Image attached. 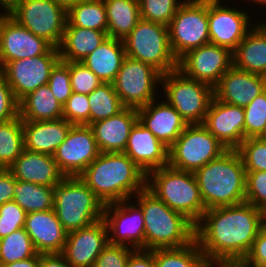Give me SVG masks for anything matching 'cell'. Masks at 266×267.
<instances>
[{
  "instance_id": "cell-16",
  "label": "cell",
  "mask_w": 266,
  "mask_h": 267,
  "mask_svg": "<svg viewBox=\"0 0 266 267\" xmlns=\"http://www.w3.org/2000/svg\"><path fill=\"white\" fill-rule=\"evenodd\" d=\"M99 154L92 128L72 125L53 157L65 176H79Z\"/></svg>"
},
{
  "instance_id": "cell-17",
  "label": "cell",
  "mask_w": 266,
  "mask_h": 267,
  "mask_svg": "<svg viewBox=\"0 0 266 267\" xmlns=\"http://www.w3.org/2000/svg\"><path fill=\"white\" fill-rule=\"evenodd\" d=\"M51 47L8 13H0V70L10 61L44 55Z\"/></svg>"
},
{
  "instance_id": "cell-18",
  "label": "cell",
  "mask_w": 266,
  "mask_h": 267,
  "mask_svg": "<svg viewBox=\"0 0 266 267\" xmlns=\"http://www.w3.org/2000/svg\"><path fill=\"white\" fill-rule=\"evenodd\" d=\"M220 2L221 0H208L210 43L233 52L251 30L249 14L245 10L226 7Z\"/></svg>"
},
{
  "instance_id": "cell-36",
  "label": "cell",
  "mask_w": 266,
  "mask_h": 267,
  "mask_svg": "<svg viewBox=\"0 0 266 267\" xmlns=\"http://www.w3.org/2000/svg\"><path fill=\"white\" fill-rule=\"evenodd\" d=\"M90 124L107 119L121 112L125 106L115 92L113 83H102L88 94Z\"/></svg>"
},
{
  "instance_id": "cell-47",
  "label": "cell",
  "mask_w": 266,
  "mask_h": 267,
  "mask_svg": "<svg viewBox=\"0 0 266 267\" xmlns=\"http://www.w3.org/2000/svg\"><path fill=\"white\" fill-rule=\"evenodd\" d=\"M135 249L125 245H111L102 250L93 267H126L130 254Z\"/></svg>"
},
{
  "instance_id": "cell-54",
  "label": "cell",
  "mask_w": 266,
  "mask_h": 267,
  "mask_svg": "<svg viewBox=\"0 0 266 267\" xmlns=\"http://www.w3.org/2000/svg\"><path fill=\"white\" fill-rule=\"evenodd\" d=\"M2 267H40V253L24 260L2 265Z\"/></svg>"
},
{
  "instance_id": "cell-34",
  "label": "cell",
  "mask_w": 266,
  "mask_h": 267,
  "mask_svg": "<svg viewBox=\"0 0 266 267\" xmlns=\"http://www.w3.org/2000/svg\"><path fill=\"white\" fill-rule=\"evenodd\" d=\"M14 199L27 214L53 209L54 187L16 180Z\"/></svg>"
},
{
  "instance_id": "cell-1",
  "label": "cell",
  "mask_w": 266,
  "mask_h": 267,
  "mask_svg": "<svg viewBox=\"0 0 266 267\" xmlns=\"http://www.w3.org/2000/svg\"><path fill=\"white\" fill-rule=\"evenodd\" d=\"M265 222L264 211L248 202L211 208L195 225V239L208 262L244 259Z\"/></svg>"
},
{
  "instance_id": "cell-48",
  "label": "cell",
  "mask_w": 266,
  "mask_h": 267,
  "mask_svg": "<svg viewBox=\"0 0 266 267\" xmlns=\"http://www.w3.org/2000/svg\"><path fill=\"white\" fill-rule=\"evenodd\" d=\"M19 116V101L15 98L5 76L0 72V123Z\"/></svg>"
},
{
  "instance_id": "cell-4",
  "label": "cell",
  "mask_w": 266,
  "mask_h": 267,
  "mask_svg": "<svg viewBox=\"0 0 266 267\" xmlns=\"http://www.w3.org/2000/svg\"><path fill=\"white\" fill-rule=\"evenodd\" d=\"M133 197L143 213L145 250L184 247L195 239V225L146 187Z\"/></svg>"
},
{
  "instance_id": "cell-58",
  "label": "cell",
  "mask_w": 266,
  "mask_h": 267,
  "mask_svg": "<svg viewBox=\"0 0 266 267\" xmlns=\"http://www.w3.org/2000/svg\"><path fill=\"white\" fill-rule=\"evenodd\" d=\"M258 138L266 140V124L262 133L258 136Z\"/></svg>"
},
{
  "instance_id": "cell-35",
  "label": "cell",
  "mask_w": 266,
  "mask_h": 267,
  "mask_svg": "<svg viewBox=\"0 0 266 267\" xmlns=\"http://www.w3.org/2000/svg\"><path fill=\"white\" fill-rule=\"evenodd\" d=\"M155 267H208V260L194 239L179 248L155 249Z\"/></svg>"
},
{
  "instance_id": "cell-46",
  "label": "cell",
  "mask_w": 266,
  "mask_h": 267,
  "mask_svg": "<svg viewBox=\"0 0 266 267\" xmlns=\"http://www.w3.org/2000/svg\"><path fill=\"white\" fill-rule=\"evenodd\" d=\"M27 213L13 200L0 206V239L25 226Z\"/></svg>"
},
{
  "instance_id": "cell-6",
  "label": "cell",
  "mask_w": 266,
  "mask_h": 267,
  "mask_svg": "<svg viewBox=\"0 0 266 267\" xmlns=\"http://www.w3.org/2000/svg\"><path fill=\"white\" fill-rule=\"evenodd\" d=\"M104 204L79 176H65L54 187L53 210L69 233L103 218Z\"/></svg>"
},
{
  "instance_id": "cell-27",
  "label": "cell",
  "mask_w": 266,
  "mask_h": 267,
  "mask_svg": "<svg viewBox=\"0 0 266 267\" xmlns=\"http://www.w3.org/2000/svg\"><path fill=\"white\" fill-rule=\"evenodd\" d=\"M24 149L54 155L72 124L63 118L48 121H22Z\"/></svg>"
},
{
  "instance_id": "cell-22",
  "label": "cell",
  "mask_w": 266,
  "mask_h": 267,
  "mask_svg": "<svg viewBox=\"0 0 266 267\" xmlns=\"http://www.w3.org/2000/svg\"><path fill=\"white\" fill-rule=\"evenodd\" d=\"M169 148L139 121L131 128L124 153L147 175L168 166Z\"/></svg>"
},
{
  "instance_id": "cell-5",
  "label": "cell",
  "mask_w": 266,
  "mask_h": 267,
  "mask_svg": "<svg viewBox=\"0 0 266 267\" xmlns=\"http://www.w3.org/2000/svg\"><path fill=\"white\" fill-rule=\"evenodd\" d=\"M146 188L194 225L202 219L206 211L193 172L169 166L161 167L146 175Z\"/></svg>"
},
{
  "instance_id": "cell-37",
  "label": "cell",
  "mask_w": 266,
  "mask_h": 267,
  "mask_svg": "<svg viewBox=\"0 0 266 267\" xmlns=\"http://www.w3.org/2000/svg\"><path fill=\"white\" fill-rule=\"evenodd\" d=\"M23 150L24 135L20 116L0 123V167L8 168Z\"/></svg>"
},
{
  "instance_id": "cell-26",
  "label": "cell",
  "mask_w": 266,
  "mask_h": 267,
  "mask_svg": "<svg viewBox=\"0 0 266 267\" xmlns=\"http://www.w3.org/2000/svg\"><path fill=\"white\" fill-rule=\"evenodd\" d=\"M137 121V109L125 107L116 115L90 124L99 151L124 152L131 128Z\"/></svg>"
},
{
  "instance_id": "cell-42",
  "label": "cell",
  "mask_w": 266,
  "mask_h": 267,
  "mask_svg": "<svg viewBox=\"0 0 266 267\" xmlns=\"http://www.w3.org/2000/svg\"><path fill=\"white\" fill-rule=\"evenodd\" d=\"M63 119L72 125H90L88 95L72 92L63 105Z\"/></svg>"
},
{
  "instance_id": "cell-60",
  "label": "cell",
  "mask_w": 266,
  "mask_h": 267,
  "mask_svg": "<svg viewBox=\"0 0 266 267\" xmlns=\"http://www.w3.org/2000/svg\"><path fill=\"white\" fill-rule=\"evenodd\" d=\"M264 218H265V221H266V210L264 211Z\"/></svg>"
},
{
  "instance_id": "cell-21",
  "label": "cell",
  "mask_w": 266,
  "mask_h": 267,
  "mask_svg": "<svg viewBox=\"0 0 266 267\" xmlns=\"http://www.w3.org/2000/svg\"><path fill=\"white\" fill-rule=\"evenodd\" d=\"M265 90V76L232 66L214 87V97L224 103L245 108Z\"/></svg>"
},
{
  "instance_id": "cell-52",
  "label": "cell",
  "mask_w": 266,
  "mask_h": 267,
  "mask_svg": "<svg viewBox=\"0 0 266 267\" xmlns=\"http://www.w3.org/2000/svg\"><path fill=\"white\" fill-rule=\"evenodd\" d=\"M40 267H72L62 253L40 254Z\"/></svg>"
},
{
  "instance_id": "cell-49",
  "label": "cell",
  "mask_w": 266,
  "mask_h": 267,
  "mask_svg": "<svg viewBox=\"0 0 266 267\" xmlns=\"http://www.w3.org/2000/svg\"><path fill=\"white\" fill-rule=\"evenodd\" d=\"M244 260L253 267H266V222L262 225Z\"/></svg>"
},
{
  "instance_id": "cell-20",
  "label": "cell",
  "mask_w": 266,
  "mask_h": 267,
  "mask_svg": "<svg viewBox=\"0 0 266 267\" xmlns=\"http://www.w3.org/2000/svg\"><path fill=\"white\" fill-rule=\"evenodd\" d=\"M245 112L243 107L211 100L203 125L227 149H237L244 140Z\"/></svg>"
},
{
  "instance_id": "cell-30",
  "label": "cell",
  "mask_w": 266,
  "mask_h": 267,
  "mask_svg": "<svg viewBox=\"0 0 266 267\" xmlns=\"http://www.w3.org/2000/svg\"><path fill=\"white\" fill-rule=\"evenodd\" d=\"M233 66L266 77V36L256 25L233 51Z\"/></svg>"
},
{
  "instance_id": "cell-8",
  "label": "cell",
  "mask_w": 266,
  "mask_h": 267,
  "mask_svg": "<svg viewBox=\"0 0 266 267\" xmlns=\"http://www.w3.org/2000/svg\"><path fill=\"white\" fill-rule=\"evenodd\" d=\"M161 83L166 101L187 124H203L214 97V88L184 76L178 69L162 74Z\"/></svg>"
},
{
  "instance_id": "cell-44",
  "label": "cell",
  "mask_w": 266,
  "mask_h": 267,
  "mask_svg": "<svg viewBox=\"0 0 266 267\" xmlns=\"http://www.w3.org/2000/svg\"><path fill=\"white\" fill-rule=\"evenodd\" d=\"M72 92L88 95L102 82L81 62H69Z\"/></svg>"
},
{
  "instance_id": "cell-32",
  "label": "cell",
  "mask_w": 266,
  "mask_h": 267,
  "mask_svg": "<svg viewBox=\"0 0 266 267\" xmlns=\"http://www.w3.org/2000/svg\"><path fill=\"white\" fill-rule=\"evenodd\" d=\"M108 22V37L123 40L140 17L139 0H103Z\"/></svg>"
},
{
  "instance_id": "cell-31",
  "label": "cell",
  "mask_w": 266,
  "mask_h": 267,
  "mask_svg": "<svg viewBox=\"0 0 266 267\" xmlns=\"http://www.w3.org/2000/svg\"><path fill=\"white\" fill-rule=\"evenodd\" d=\"M19 116L22 121L56 120L63 118V106L46 84L19 101Z\"/></svg>"
},
{
  "instance_id": "cell-55",
  "label": "cell",
  "mask_w": 266,
  "mask_h": 267,
  "mask_svg": "<svg viewBox=\"0 0 266 267\" xmlns=\"http://www.w3.org/2000/svg\"><path fill=\"white\" fill-rule=\"evenodd\" d=\"M20 1L22 0H0V7L7 13Z\"/></svg>"
},
{
  "instance_id": "cell-50",
  "label": "cell",
  "mask_w": 266,
  "mask_h": 267,
  "mask_svg": "<svg viewBox=\"0 0 266 267\" xmlns=\"http://www.w3.org/2000/svg\"><path fill=\"white\" fill-rule=\"evenodd\" d=\"M14 175L8 168L0 169V206L14 199Z\"/></svg>"
},
{
  "instance_id": "cell-28",
  "label": "cell",
  "mask_w": 266,
  "mask_h": 267,
  "mask_svg": "<svg viewBox=\"0 0 266 267\" xmlns=\"http://www.w3.org/2000/svg\"><path fill=\"white\" fill-rule=\"evenodd\" d=\"M125 57L123 40L108 37L81 63L89 68L102 83H113Z\"/></svg>"
},
{
  "instance_id": "cell-12",
  "label": "cell",
  "mask_w": 266,
  "mask_h": 267,
  "mask_svg": "<svg viewBox=\"0 0 266 267\" xmlns=\"http://www.w3.org/2000/svg\"><path fill=\"white\" fill-rule=\"evenodd\" d=\"M161 76L152 65L126 56L113 86L125 107L138 109L156 99Z\"/></svg>"
},
{
  "instance_id": "cell-24",
  "label": "cell",
  "mask_w": 266,
  "mask_h": 267,
  "mask_svg": "<svg viewBox=\"0 0 266 267\" xmlns=\"http://www.w3.org/2000/svg\"><path fill=\"white\" fill-rule=\"evenodd\" d=\"M24 228L37 253H62L67 232L53 209L28 213Z\"/></svg>"
},
{
  "instance_id": "cell-59",
  "label": "cell",
  "mask_w": 266,
  "mask_h": 267,
  "mask_svg": "<svg viewBox=\"0 0 266 267\" xmlns=\"http://www.w3.org/2000/svg\"><path fill=\"white\" fill-rule=\"evenodd\" d=\"M251 1V0H249ZM254 3H258L259 5H266V0H252ZM266 7V6H265Z\"/></svg>"
},
{
  "instance_id": "cell-39",
  "label": "cell",
  "mask_w": 266,
  "mask_h": 267,
  "mask_svg": "<svg viewBox=\"0 0 266 267\" xmlns=\"http://www.w3.org/2000/svg\"><path fill=\"white\" fill-rule=\"evenodd\" d=\"M183 2L181 0H139L140 17L146 21L168 26Z\"/></svg>"
},
{
  "instance_id": "cell-38",
  "label": "cell",
  "mask_w": 266,
  "mask_h": 267,
  "mask_svg": "<svg viewBox=\"0 0 266 267\" xmlns=\"http://www.w3.org/2000/svg\"><path fill=\"white\" fill-rule=\"evenodd\" d=\"M36 253L31 238L24 227L0 239L1 265L30 258Z\"/></svg>"
},
{
  "instance_id": "cell-53",
  "label": "cell",
  "mask_w": 266,
  "mask_h": 267,
  "mask_svg": "<svg viewBox=\"0 0 266 267\" xmlns=\"http://www.w3.org/2000/svg\"><path fill=\"white\" fill-rule=\"evenodd\" d=\"M208 267H253L244 259L215 260L208 263Z\"/></svg>"
},
{
  "instance_id": "cell-19",
  "label": "cell",
  "mask_w": 266,
  "mask_h": 267,
  "mask_svg": "<svg viewBox=\"0 0 266 267\" xmlns=\"http://www.w3.org/2000/svg\"><path fill=\"white\" fill-rule=\"evenodd\" d=\"M108 244V229L104 219L67 233L62 254L72 267H93Z\"/></svg>"
},
{
  "instance_id": "cell-40",
  "label": "cell",
  "mask_w": 266,
  "mask_h": 267,
  "mask_svg": "<svg viewBox=\"0 0 266 267\" xmlns=\"http://www.w3.org/2000/svg\"><path fill=\"white\" fill-rule=\"evenodd\" d=\"M236 150L241 156L245 171H266V140L258 137L245 138Z\"/></svg>"
},
{
  "instance_id": "cell-9",
  "label": "cell",
  "mask_w": 266,
  "mask_h": 267,
  "mask_svg": "<svg viewBox=\"0 0 266 267\" xmlns=\"http://www.w3.org/2000/svg\"><path fill=\"white\" fill-rule=\"evenodd\" d=\"M226 150L227 148L203 124H188L169 147L168 166L194 172Z\"/></svg>"
},
{
  "instance_id": "cell-15",
  "label": "cell",
  "mask_w": 266,
  "mask_h": 267,
  "mask_svg": "<svg viewBox=\"0 0 266 267\" xmlns=\"http://www.w3.org/2000/svg\"><path fill=\"white\" fill-rule=\"evenodd\" d=\"M129 200L104 205L103 219L108 229V243L145 250L142 209L137 203L132 204Z\"/></svg>"
},
{
  "instance_id": "cell-56",
  "label": "cell",
  "mask_w": 266,
  "mask_h": 267,
  "mask_svg": "<svg viewBox=\"0 0 266 267\" xmlns=\"http://www.w3.org/2000/svg\"><path fill=\"white\" fill-rule=\"evenodd\" d=\"M53 1L59 2V3L63 4L64 6L68 7L69 5L75 3L79 0H53Z\"/></svg>"
},
{
  "instance_id": "cell-11",
  "label": "cell",
  "mask_w": 266,
  "mask_h": 267,
  "mask_svg": "<svg viewBox=\"0 0 266 267\" xmlns=\"http://www.w3.org/2000/svg\"><path fill=\"white\" fill-rule=\"evenodd\" d=\"M169 42L177 60L187 51L210 43L208 0H184L168 25Z\"/></svg>"
},
{
  "instance_id": "cell-3",
  "label": "cell",
  "mask_w": 266,
  "mask_h": 267,
  "mask_svg": "<svg viewBox=\"0 0 266 267\" xmlns=\"http://www.w3.org/2000/svg\"><path fill=\"white\" fill-rule=\"evenodd\" d=\"M193 173L206 210L245 202L246 171L237 150L227 149Z\"/></svg>"
},
{
  "instance_id": "cell-43",
  "label": "cell",
  "mask_w": 266,
  "mask_h": 267,
  "mask_svg": "<svg viewBox=\"0 0 266 267\" xmlns=\"http://www.w3.org/2000/svg\"><path fill=\"white\" fill-rule=\"evenodd\" d=\"M48 86L54 97L63 106L72 94L69 61H59L51 71Z\"/></svg>"
},
{
  "instance_id": "cell-23",
  "label": "cell",
  "mask_w": 266,
  "mask_h": 267,
  "mask_svg": "<svg viewBox=\"0 0 266 267\" xmlns=\"http://www.w3.org/2000/svg\"><path fill=\"white\" fill-rule=\"evenodd\" d=\"M138 121L168 148L188 125L181 115L167 102L154 99L137 109Z\"/></svg>"
},
{
  "instance_id": "cell-57",
  "label": "cell",
  "mask_w": 266,
  "mask_h": 267,
  "mask_svg": "<svg viewBox=\"0 0 266 267\" xmlns=\"http://www.w3.org/2000/svg\"><path fill=\"white\" fill-rule=\"evenodd\" d=\"M262 32H263V34L266 36V22L265 23H259V24H257V22H256V24H255Z\"/></svg>"
},
{
  "instance_id": "cell-2",
  "label": "cell",
  "mask_w": 266,
  "mask_h": 267,
  "mask_svg": "<svg viewBox=\"0 0 266 267\" xmlns=\"http://www.w3.org/2000/svg\"><path fill=\"white\" fill-rule=\"evenodd\" d=\"M79 177L104 205L132 200L146 187V174L124 152H100Z\"/></svg>"
},
{
  "instance_id": "cell-45",
  "label": "cell",
  "mask_w": 266,
  "mask_h": 267,
  "mask_svg": "<svg viewBox=\"0 0 266 267\" xmlns=\"http://www.w3.org/2000/svg\"><path fill=\"white\" fill-rule=\"evenodd\" d=\"M245 202L266 210V171H246Z\"/></svg>"
},
{
  "instance_id": "cell-7",
  "label": "cell",
  "mask_w": 266,
  "mask_h": 267,
  "mask_svg": "<svg viewBox=\"0 0 266 267\" xmlns=\"http://www.w3.org/2000/svg\"><path fill=\"white\" fill-rule=\"evenodd\" d=\"M126 56L152 65L161 74L177 70L178 60L172 53L168 26L140 19L123 39Z\"/></svg>"
},
{
  "instance_id": "cell-33",
  "label": "cell",
  "mask_w": 266,
  "mask_h": 267,
  "mask_svg": "<svg viewBox=\"0 0 266 267\" xmlns=\"http://www.w3.org/2000/svg\"><path fill=\"white\" fill-rule=\"evenodd\" d=\"M66 26L108 31L106 8L103 0H79L67 7Z\"/></svg>"
},
{
  "instance_id": "cell-51",
  "label": "cell",
  "mask_w": 266,
  "mask_h": 267,
  "mask_svg": "<svg viewBox=\"0 0 266 267\" xmlns=\"http://www.w3.org/2000/svg\"><path fill=\"white\" fill-rule=\"evenodd\" d=\"M126 267H155L154 250L135 249L130 254Z\"/></svg>"
},
{
  "instance_id": "cell-10",
  "label": "cell",
  "mask_w": 266,
  "mask_h": 267,
  "mask_svg": "<svg viewBox=\"0 0 266 267\" xmlns=\"http://www.w3.org/2000/svg\"><path fill=\"white\" fill-rule=\"evenodd\" d=\"M7 13L53 47L60 46L67 23V7L63 4L53 0H22Z\"/></svg>"
},
{
  "instance_id": "cell-13",
  "label": "cell",
  "mask_w": 266,
  "mask_h": 267,
  "mask_svg": "<svg viewBox=\"0 0 266 267\" xmlns=\"http://www.w3.org/2000/svg\"><path fill=\"white\" fill-rule=\"evenodd\" d=\"M59 61V49L52 46L44 55L10 61L0 72L5 76L15 98L20 101L48 83L51 71Z\"/></svg>"
},
{
  "instance_id": "cell-14",
  "label": "cell",
  "mask_w": 266,
  "mask_h": 267,
  "mask_svg": "<svg viewBox=\"0 0 266 267\" xmlns=\"http://www.w3.org/2000/svg\"><path fill=\"white\" fill-rule=\"evenodd\" d=\"M232 66L233 52L209 43L187 51L178 59L177 69L184 76L214 88Z\"/></svg>"
},
{
  "instance_id": "cell-41",
  "label": "cell",
  "mask_w": 266,
  "mask_h": 267,
  "mask_svg": "<svg viewBox=\"0 0 266 267\" xmlns=\"http://www.w3.org/2000/svg\"><path fill=\"white\" fill-rule=\"evenodd\" d=\"M244 139L258 137L266 124V90L245 108Z\"/></svg>"
},
{
  "instance_id": "cell-29",
  "label": "cell",
  "mask_w": 266,
  "mask_h": 267,
  "mask_svg": "<svg viewBox=\"0 0 266 267\" xmlns=\"http://www.w3.org/2000/svg\"><path fill=\"white\" fill-rule=\"evenodd\" d=\"M107 38L108 35L104 31L77 26H65L63 39L58 47L60 60L82 62Z\"/></svg>"
},
{
  "instance_id": "cell-25",
  "label": "cell",
  "mask_w": 266,
  "mask_h": 267,
  "mask_svg": "<svg viewBox=\"0 0 266 267\" xmlns=\"http://www.w3.org/2000/svg\"><path fill=\"white\" fill-rule=\"evenodd\" d=\"M16 180L55 187L65 175L52 155L24 149L8 167Z\"/></svg>"
}]
</instances>
